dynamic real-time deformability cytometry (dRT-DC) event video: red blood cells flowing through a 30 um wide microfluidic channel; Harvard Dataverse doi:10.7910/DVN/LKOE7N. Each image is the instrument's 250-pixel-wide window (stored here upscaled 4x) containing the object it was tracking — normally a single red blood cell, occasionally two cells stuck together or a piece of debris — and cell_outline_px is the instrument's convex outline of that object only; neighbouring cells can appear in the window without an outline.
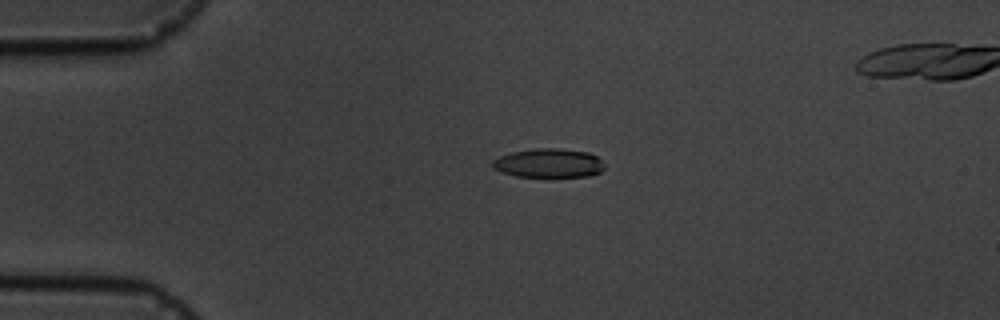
{"species": "common noctule bat (a hibernating species)", "species_latin": "Nyctalus noctula", "temperature_condition": "cold", "stored_images_in_passage": 3, "camera_frame_rate_fps": 3000, "um_per_image_px": 0.085, "animal": {"sex": "male", "body_mass_g": 19.5, "forearm_length_mm": 54.6}, "frame": {"image": 1, "passage_image": 1, "time_ms": 0.0, "image_size_px": [1000, 320], "cell_outline_px": [[604, 168], [600, 172], [588, 176], [516, 176], [500, 172], [492, 168], [492, 160], [500, 156], [512, 152], [536, 148], [560, 148], [588, 152], [596, 156], [604, 164]], "centroid_in_image_um": [46.62, 13.85], "position_along_channel_um": 38.4, "area_um2": 18.84}}